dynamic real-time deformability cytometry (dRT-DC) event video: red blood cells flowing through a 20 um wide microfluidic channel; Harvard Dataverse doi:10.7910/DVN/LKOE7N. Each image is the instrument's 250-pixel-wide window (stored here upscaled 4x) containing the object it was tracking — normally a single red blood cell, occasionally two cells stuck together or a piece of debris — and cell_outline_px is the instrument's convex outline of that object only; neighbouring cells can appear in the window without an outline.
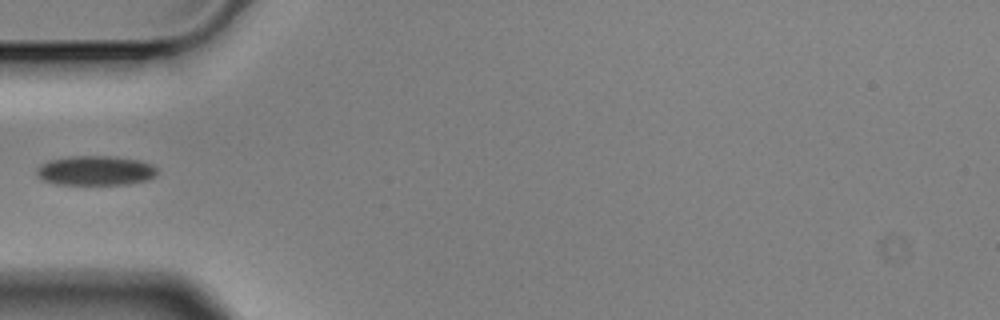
{"species": "Egyptian fruit bat (a non-hibernating species)", "species_latin": "Rousettus aegyptiacus", "temperature_condition": "cold", "stored_images_in_passage": 4, "camera_frame_rate_fps": 3000, "um_per_image_px": 0.085, "animal": {"sex": "male"}, "frame": {"image": 1, "passage_image": 4, "time_ms": 1.0, "image_size_px": [1000, 320], "cell_outline_px": [[156, 176], [148, 180], [128, 184], [56, 184], [44, 180], [36, 172], [36, 168], [40, 164], [48, 160], [68, 156], [112, 156], [140, 160], [152, 164], [156, 168]], "centroid_in_image_um": [8.13, 14.49], "position_along_channel_um": 76.9, "area_um2": 20.87}}